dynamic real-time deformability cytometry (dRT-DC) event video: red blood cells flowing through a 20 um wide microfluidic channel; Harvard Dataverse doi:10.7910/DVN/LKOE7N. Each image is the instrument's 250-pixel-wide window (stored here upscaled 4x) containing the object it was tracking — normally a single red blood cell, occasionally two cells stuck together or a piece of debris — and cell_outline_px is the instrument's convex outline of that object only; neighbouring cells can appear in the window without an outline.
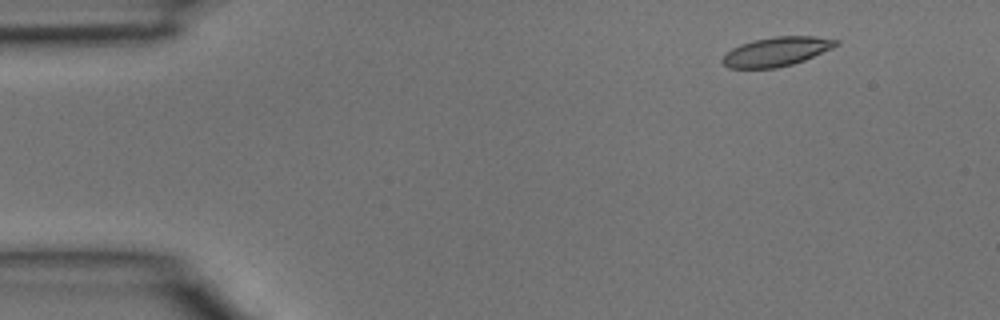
{"species": "common noctule bat (a hibernating species)", "species_latin": "Nyctalus noctula", "temperature_condition": "room temperature", "stored_images_in_passage": 3, "camera_frame_rate_fps": 3000, "um_per_image_px": 0.085, "animal": {"sex": "male", "body_mass_g": 15.6}, "frame": {"image": 1, "passage_image": 1, "time_ms": 0.0, "image_size_px": [1000, 320], "cell_outline_px": [[840, 44], [832, 48], [804, 60], [792, 64], [776, 68], [728, 68], [720, 60], [732, 48], [740, 44], [752, 40], [776, 36], [816, 36], [840, 40]], "centroid_in_image_um": [66.01, 4.38], "position_along_channel_um": 19.0, "area_um2": 19.31}}
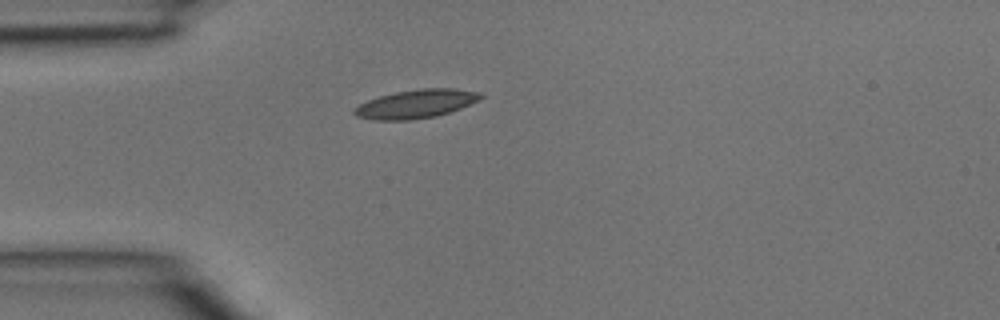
{"frame": {"image": 2, "passage_image": 3, "time_ms": 0.667, "image_size_px": [1000, 320], "cell_outline_px": [[484, 96], [480, 100], [460, 108], [436, 116], [408, 120], [376, 120], [356, 116], [352, 112], [360, 104], [368, 100], [380, 96], [396, 92], [420, 88], [456, 88], [480, 92]], "centroid_in_image_um": [35.4, 8.82], "position_along_channel_um": 49.6, "area_um2": 20.92}}